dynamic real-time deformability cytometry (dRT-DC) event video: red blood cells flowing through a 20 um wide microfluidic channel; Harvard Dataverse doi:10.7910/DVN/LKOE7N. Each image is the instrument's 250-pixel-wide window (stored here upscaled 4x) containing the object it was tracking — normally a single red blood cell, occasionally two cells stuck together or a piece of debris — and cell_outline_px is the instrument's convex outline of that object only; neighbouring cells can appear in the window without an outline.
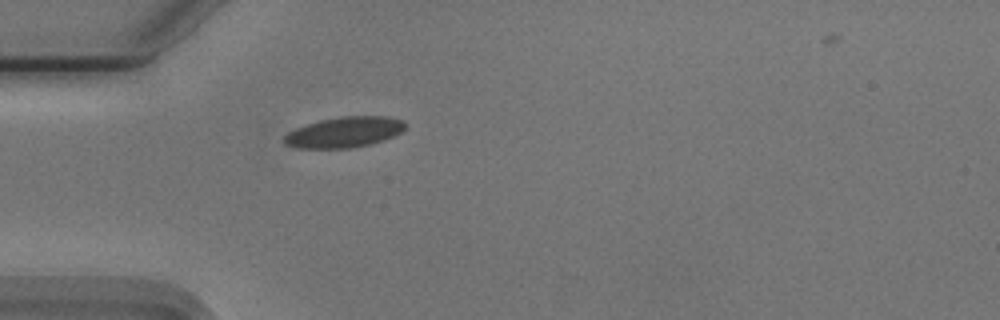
{"species": "Egyptian fruit bat (a non-hibernating species)", "species_latin": "Rousettus aegyptiacus", "temperature_condition": "cold", "stored_images_in_passage": 39, "camera_frame_rate_fps": 3000, "um_per_image_px": 0.085, "animal": {"sex": "male"}, "frame": {"image": 1, "passage_image": 1, "time_ms": 0.0, "image_size_px": [1000, 320], "cell_outline_px": [[404, 128], [400, 132], [384, 140], [352, 148], [296, 148], [284, 144], [284, 136], [288, 132], [296, 128], [320, 120], [340, 116], [388, 116], [404, 120]], "centroid_in_image_um": [29.25, 11.23], "position_along_channel_um": 55.8, "area_um2": 21.5}}
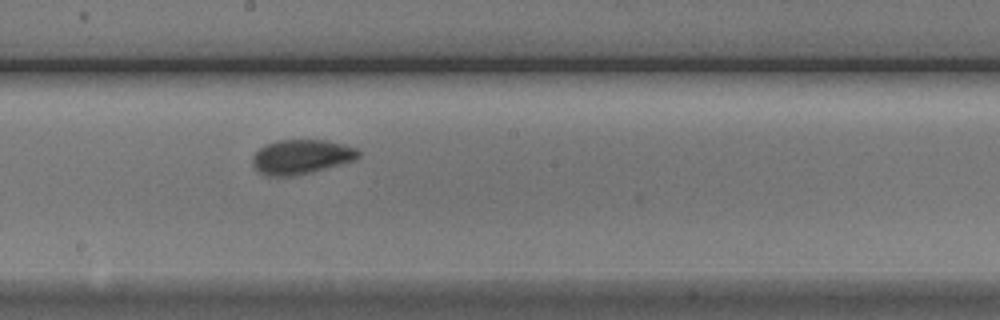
{"frame": {"image": 2, "passage_image": 15, "time_ms": 4.667, "image_size_px": [1000, 320], "cell_outline_px": [[360, 156], [356, 160], [312, 172], [296, 176], [264, 176], [256, 172], [252, 164], [252, 156], [264, 144], [276, 140], [324, 140], [344, 144], [356, 148], [360, 152]], "centroid_in_image_um": [25.58, 13.34], "position_along_channel_um": 222.6, "area_um2": 21.68}}
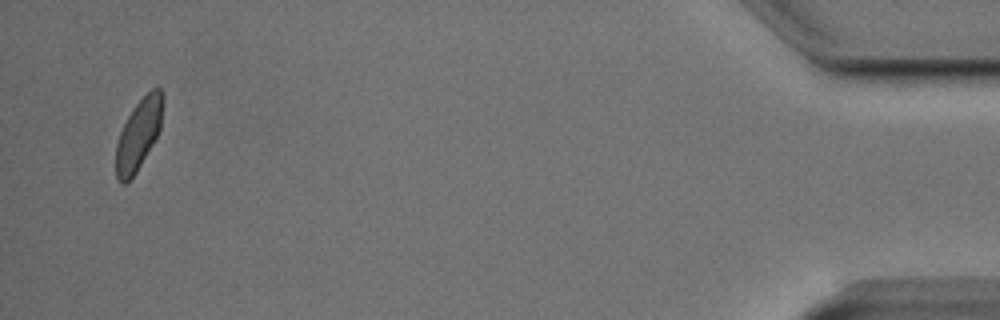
{"frame": {"image": 3, "passage_image": 38, "time_ms": 12.333, "image_size_px": [1000, 320], "cell_outline_px": [[164, 100], [160, 128], [152, 144], [136, 172], [124, 184], [120, 184], [116, 180], [116, 144], [120, 132], [128, 116], [136, 104], [152, 88], [160, 88], [164, 96]], "centroid_in_image_um": [11.77, 11.42], "position_along_channel_um": 423.4, "area_um2": 19.07}}